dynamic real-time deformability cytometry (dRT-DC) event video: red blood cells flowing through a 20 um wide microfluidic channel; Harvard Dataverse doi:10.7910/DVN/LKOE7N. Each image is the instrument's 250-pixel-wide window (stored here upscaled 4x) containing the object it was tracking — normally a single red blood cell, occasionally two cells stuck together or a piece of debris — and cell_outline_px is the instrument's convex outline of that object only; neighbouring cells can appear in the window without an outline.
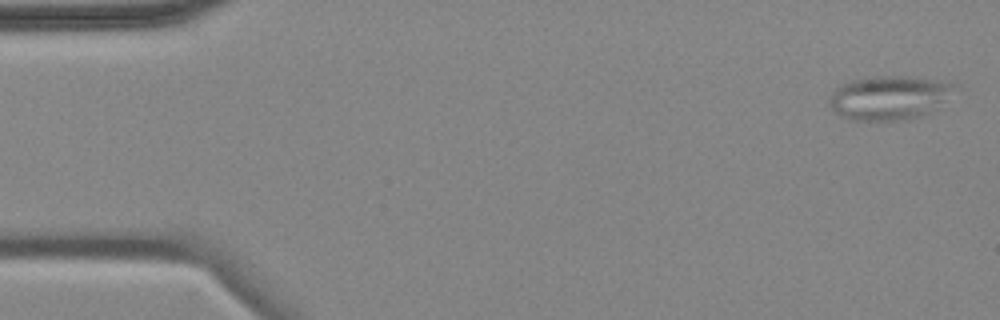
{"species": "common noctule bat (a hibernating species)", "species_latin": "Nyctalus noctula", "temperature_condition": "cold", "stored_images_in_passage": 5, "camera_frame_rate_fps": 3000, "um_per_image_px": 0.085, "animal": {"sex": "female", "body_mass_g": 18.4}, "frame": {"image": 1, "passage_image": 1, "time_ms": 0.0, "image_size_px": [1000, 320], "cell_outline_px": [[956, 84], [928, 116], [908, 120], [852, 120], [840, 116], [828, 104], [828, 100], [832, 92], [836, 88], [852, 80], [876, 76], [908, 76]], "centroid_in_image_um": [75.51, 8.33], "position_along_channel_um": 9.5, "area_um2": 31.67}}
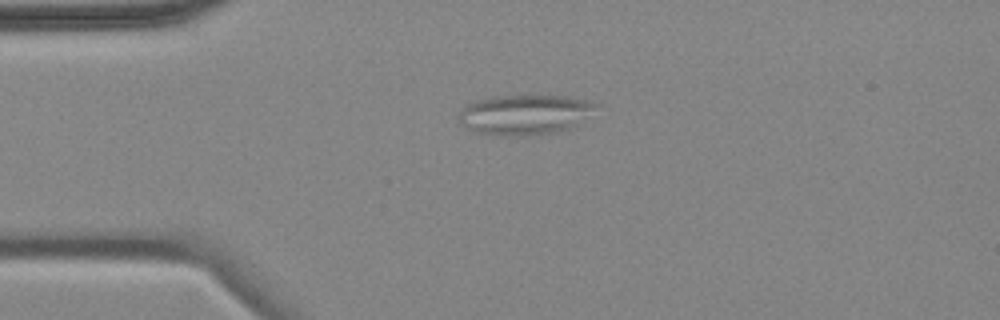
{"frame": {"image": 2, "passage_image": 4, "time_ms": 3.667, "image_size_px": [1000, 320], "cell_outline_px": [[600, 104], [568, 128], [552, 132], [524, 136], [504, 136], [476, 132], [460, 124], [460, 112], [468, 104], [476, 100], [492, 96], [572, 96], [588, 100]], "centroid_in_image_um": [44.56, 9.73], "position_along_channel_um": 40.4, "area_um2": 31.39}}